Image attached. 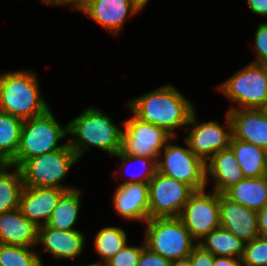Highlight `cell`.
<instances>
[{
	"mask_svg": "<svg viewBox=\"0 0 267 266\" xmlns=\"http://www.w3.org/2000/svg\"><path fill=\"white\" fill-rule=\"evenodd\" d=\"M38 77L31 70L0 74V111L23 121L45 113L48 102L40 94Z\"/></svg>",
	"mask_w": 267,
	"mask_h": 266,
	"instance_id": "obj_3",
	"label": "cell"
},
{
	"mask_svg": "<svg viewBox=\"0 0 267 266\" xmlns=\"http://www.w3.org/2000/svg\"><path fill=\"white\" fill-rule=\"evenodd\" d=\"M256 58L251 63L267 65V22L260 23L254 34Z\"/></svg>",
	"mask_w": 267,
	"mask_h": 266,
	"instance_id": "obj_32",
	"label": "cell"
},
{
	"mask_svg": "<svg viewBox=\"0 0 267 266\" xmlns=\"http://www.w3.org/2000/svg\"><path fill=\"white\" fill-rule=\"evenodd\" d=\"M127 241V234L120 227L108 226L100 229L94 238V247L102 260L96 263L103 266L128 243Z\"/></svg>",
	"mask_w": 267,
	"mask_h": 266,
	"instance_id": "obj_27",
	"label": "cell"
},
{
	"mask_svg": "<svg viewBox=\"0 0 267 266\" xmlns=\"http://www.w3.org/2000/svg\"><path fill=\"white\" fill-rule=\"evenodd\" d=\"M82 266H99V265L95 262V263H91V264H88V265H82Z\"/></svg>",
	"mask_w": 267,
	"mask_h": 266,
	"instance_id": "obj_43",
	"label": "cell"
},
{
	"mask_svg": "<svg viewBox=\"0 0 267 266\" xmlns=\"http://www.w3.org/2000/svg\"><path fill=\"white\" fill-rule=\"evenodd\" d=\"M247 3L252 13L267 16V0H247Z\"/></svg>",
	"mask_w": 267,
	"mask_h": 266,
	"instance_id": "obj_36",
	"label": "cell"
},
{
	"mask_svg": "<svg viewBox=\"0 0 267 266\" xmlns=\"http://www.w3.org/2000/svg\"><path fill=\"white\" fill-rule=\"evenodd\" d=\"M224 194L232 201L258 212L267 204V177L244 178Z\"/></svg>",
	"mask_w": 267,
	"mask_h": 266,
	"instance_id": "obj_21",
	"label": "cell"
},
{
	"mask_svg": "<svg viewBox=\"0 0 267 266\" xmlns=\"http://www.w3.org/2000/svg\"><path fill=\"white\" fill-rule=\"evenodd\" d=\"M258 231L261 237H267V204L257 212Z\"/></svg>",
	"mask_w": 267,
	"mask_h": 266,
	"instance_id": "obj_37",
	"label": "cell"
},
{
	"mask_svg": "<svg viewBox=\"0 0 267 266\" xmlns=\"http://www.w3.org/2000/svg\"><path fill=\"white\" fill-rule=\"evenodd\" d=\"M171 261L144 247L137 266H170Z\"/></svg>",
	"mask_w": 267,
	"mask_h": 266,
	"instance_id": "obj_33",
	"label": "cell"
},
{
	"mask_svg": "<svg viewBox=\"0 0 267 266\" xmlns=\"http://www.w3.org/2000/svg\"><path fill=\"white\" fill-rule=\"evenodd\" d=\"M213 266H242L241 259L235 257L214 256Z\"/></svg>",
	"mask_w": 267,
	"mask_h": 266,
	"instance_id": "obj_38",
	"label": "cell"
},
{
	"mask_svg": "<svg viewBox=\"0 0 267 266\" xmlns=\"http://www.w3.org/2000/svg\"><path fill=\"white\" fill-rule=\"evenodd\" d=\"M242 266H267V237H255L246 242Z\"/></svg>",
	"mask_w": 267,
	"mask_h": 266,
	"instance_id": "obj_30",
	"label": "cell"
},
{
	"mask_svg": "<svg viewBox=\"0 0 267 266\" xmlns=\"http://www.w3.org/2000/svg\"><path fill=\"white\" fill-rule=\"evenodd\" d=\"M78 157L66 142L56 151L27 159L19 168L24 186L72 190L77 187L64 185L63 181Z\"/></svg>",
	"mask_w": 267,
	"mask_h": 266,
	"instance_id": "obj_5",
	"label": "cell"
},
{
	"mask_svg": "<svg viewBox=\"0 0 267 266\" xmlns=\"http://www.w3.org/2000/svg\"><path fill=\"white\" fill-rule=\"evenodd\" d=\"M149 219L179 217L195 190L159 172L148 183Z\"/></svg>",
	"mask_w": 267,
	"mask_h": 266,
	"instance_id": "obj_10",
	"label": "cell"
},
{
	"mask_svg": "<svg viewBox=\"0 0 267 266\" xmlns=\"http://www.w3.org/2000/svg\"><path fill=\"white\" fill-rule=\"evenodd\" d=\"M261 110L267 115V99H266L264 106L261 108Z\"/></svg>",
	"mask_w": 267,
	"mask_h": 266,
	"instance_id": "obj_42",
	"label": "cell"
},
{
	"mask_svg": "<svg viewBox=\"0 0 267 266\" xmlns=\"http://www.w3.org/2000/svg\"><path fill=\"white\" fill-rule=\"evenodd\" d=\"M235 153L238 165L245 178L264 176L265 149L254 144L235 139L233 136L229 146Z\"/></svg>",
	"mask_w": 267,
	"mask_h": 266,
	"instance_id": "obj_25",
	"label": "cell"
},
{
	"mask_svg": "<svg viewBox=\"0 0 267 266\" xmlns=\"http://www.w3.org/2000/svg\"><path fill=\"white\" fill-rule=\"evenodd\" d=\"M219 216L221 227L245 242L260 236L257 212L232 201L224 193H219Z\"/></svg>",
	"mask_w": 267,
	"mask_h": 266,
	"instance_id": "obj_13",
	"label": "cell"
},
{
	"mask_svg": "<svg viewBox=\"0 0 267 266\" xmlns=\"http://www.w3.org/2000/svg\"><path fill=\"white\" fill-rule=\"evenodd\" d=\"M112 202L116 213L128 221L145 223L149 219V187L147 183L118 185Z\"/></svg>",
	"mask_w": 267,
	"mask_h": 266,
	"instance_id": "obj_16",
	"label": "cell"
},
{
	"mask_svg": "<svg viewBox=\"0 0 267 266\" xmlns=\"http://www.w3.org/2000/svg\"><path fill=\"white\" fill-rule=\"evenodd\" d=\"M107 31L117 34L123 28L128 16L140 12L132 0H86L80 11Z\"/></svg>",
	"mask_w": 267,
	"mask_h": 266,
	"instance_id": "obj_15",
	"label": "cell"
},
{
	"mask_svg": "<svg viewBox=\"0 0 267 266\" xmlns=\"http://www.w3.org/2000/svg\"><path fill=\"white\" fill-rule=\"evenodd\" d=\"M121 152L158 159L169 141L176 139L164 128L144 122L134 115L123 121Z\"/></svg>",
	"mask_w": 267,
	"mask_h": 266,
	"instance_id": "obj_9",
	"label": "cell"
},
{
	"mask_svg": "<svg viewBox=\"0 0 267 266\" xmlns=\"http://www.w3.org/2000/svg\"><path fill=\"white\" fill-rule=\"evenodd\" d=\"M85 235L80 230H59L42 225L38 227L37 245L55 259H76L83 252Z\"/></svg>",
	"mask_w": 267,
	"mask_h": 266,
	"instance_id": "obj_17",
	"label": "cell"
},
{
	"mask_svg": "<svg viewBox=\"0 0 267 266\" xmlns=\"http://www.w3.org/2000/svg\"><path fill=\"white\" fill-rule=\"evenodd\" d=\"M206 183L208 177L214 180L213 190L225 193L230 187L244 179L241 167L238 165L235 153L229 147L218 151L206 163Z\"/></svg>",
	"mask_w": 267,
	"mask_h": 266,
	"instance_id": "obj_19",
	"label": "cell"
},
{
	"mask_svg": "<svg viewBox=\"0 0 267 266\" xmlns=\"http://www.w3.org/2000/svg\"><path fill=\"white\" fill-rule=\"evenodd\" d=\"M40 1L46 5L72 6L73 10L76 9L79 12L83 9L86 3V0H40Z\"/></svg>",
	"mask_w": 267,
	"mask_h": 266,
	"instance_id": "obj_35",
	"label": "cell"
},
{
	"mask_svg": "<svg viewBox=\"0 0 267 266\" xmlns=\"http://www.w3.org/2000/svg\"><path fill=\"white\" fill-rule=\"evenodd\" d=\"M227 112L235 139L267 150V115L261 109H231Z\"/></svg>",
	"mask_w": 267,
	"mask_h": 266,
	"instance_id": "obj_18",
	"label": "cell"
},
{
	"mask_svg": "<svg viewBox=\"0 0 267 266\" xmlns=\"http://www.w3.org/2000/svg\"><path fill=\"white\" fill-rule=\"evenodd\" d=\"M67 136V125L61 126L49 108L45 113L23 121L19 149L8 164L20 167L27 159L61 149L66 142L58 143Z\"/></svg>",
	"mask_w": 267,
	"mask_h": 266,
	"instance_id": "obj_4",
	"label": "cell"
},
{
	"mask_svg": "<svg viewBox=\"0 0 267 266\" xmlns=\"http://www.w3.org/2000/svg\"><path fill=\"white\" fill-rule=\"evenodd\" d=\"M230 101L231 109H261L267 99V65L249 63L218 86Z\"/></svg>",
	"mask_w": 267,
	"mask_h": 266,
	"instance_id": "obj_7",
	"label": "cell"
},
{
	"mask_svg": "<svg viewBox=\"0 0 267 266\" xmlns=\"http://www.w3.org/2000/svg\"><path fill=\"white\" fill-rule=\"evenodd\" d=\"M4 163L0 160V167L3 165Z\"/></svg>",
	"mask_w": 267,
	"mask_h": 266,
	"instance_id": "obj_44",
	"label": "cell"
},
{
	"mask_svg": "<svg viewBox=\"0 0 267 266\" xmlns=\"http://www.w3.org/2000/svg\"><path fill=\"white\" fill-rule=\"evenodd\" d=\"M179 218L198 242L220 225L219 193L206 188L195 191L186 202Z\"/></svg>",
	"mask_w": 267,
	"mask_h": 266,
	"instance_id": "obj_12",
	"label": "cell"
},
{
	"mask_svg": "<svg viewBox=\"0 0 267 266\" xmlns=\"http://www.w3.org/2000/svg\"><path fill=\"white\" fill-rule=\"evenodd\" d=\"M66 191L60 188L24 186L18 209L36 226L45 225Z\"/></svg>",
	"mask_w": 267,
	"mask_h": 266,
	"instance_id": "obj_14",
	"label": "cell"
},
{
	"mask_svg": "<svg viewBox=\"0 0 267 266\" xmlns=\"http://www.w3.org/2000/svg\"><path fill=\"white\" fill-rule=\"evenodd\" d=\"M170 266H192L190 257L171 261Z\"/></svg>",
	"mask_w": 267,
	"mask_h": 266,
	"instance_id": "obj_39",
	"label": "cell"
},
{
	"mask_svg": "<svg viewBox=\"0 0 267 266\" xmlns=\"http://www.w3.org/2000/svg\"><path fill=\"white\" fill-rule=\"evenodd\" d=\"M145 224L146 247L170 261L189 257L197 245L179 217L152 218Z\"/></svg>",
	"mask_w": 267,
	"mask_h": 266,
	"instance_id": "obj_6",
	"label": "cell"
},
{
	"mask_svg": "<svg viewBox=\"0 0 267 266\" xmlns=\"http://www.w3.org/2000/svg\"><path fill=\"white\" fill-rule=\"evenodd\" d=\"M197 244L214 256L235 257L241 259L246 242L222 227L212 230Z\"/></svg>",
	"mask_w": 267,
	"mask_h": 266,
	"instance_id": "obj_22",
	"label": "cell"
},
{
	"mask_svg": "<svg viewBox=\"0 0 267 266\" xmlns=\"http://www.w3.org/2000/svg\"><path fill=\"white\" fill-rule=\"evenodd\" d=\"M33 248L0 243V266H45Z\"/></svg>",
	"mask_w": 267,
	"mask_h": 266,
	"instance_id": "obj_29",
	"label": "cell"
},
{
	"mask_svg": "<svg viewBox=\"0 0 267 266\" xmlns=\"http://www.w3.org/2000/svg\"><path fill=\"white\" fill-rule=\"evenodd\" d=\"M114 157L119 158L120 164H122V165H119V167H121L123 171H125V168L127 167L129 168L132 163L133 165L134 164L142 165L141 166L142 170L141 171L138 170L139 173L137 171H133L131 175L130 174L128 175L127 177L128 179L127 178L124 179V182L120 183L119 185H124L127 183H147L148 184L157 172V160L158 159H152V158L143 157V156L128 155V154L122 153L121 151L115 154ZM138 168H139V165H138Z\"/></svg>",
	"mask_w": 267,
	"mask_h": 266,
	"instance_id": "obj_28",
	"label": "cell"
},
{
	"mask_svg": "<svg viewBox=\"0 0 267 266\" xmlns=\"http://www.w3.org/2000/svg\"><path fill=\"white\" fill-rule=\"evenodd\" d=\"M123 129L112 118L96 107H86L67 124V143L78 159L92 146L114 156L121 151Z\"/></svg>",
	"mask_w": 267,
	"mask_h": 266,
	"instance_id": "obj_2",
	"label": "cell"
},
{
	"mask_svg": "<svg viewBox=\"0 0 267 266\" xmlns=\"http://www.w3.org/2000/svg\"><path fill=\"white\" fill-rule=\"evenodd\" d=\"M23 189L20 168L4 163L0 167V214L19 208Z\"/></svg>",
	"mask_w": 267,
	"mask_h": 266,
	"instance_id": "obj_24",
	"label": "cell"
},
{
	"mask_svg": "<svg viewBox=\"0 0 267 266\" xmlns=\"http://www.w3.org/2000/svg\"><path fill=\"white\" fill-rule=\"evenodd\" d=\"M145 241L140 246L125 245L103 266H137L144 247Z\"/></svg>",
	"mask_w": 267,
	"mask_h": 266,
	"instance_id": "obj_31",
	"label": "cell"
},
{
	"mask_svg": "<svg viewBox=\"0 0 267 266\" xmlns=\"http://www.w3.org/2000/svg\"><path fill=\"white\" fill-rule=\"evenodd\" d=\"M168 142L159 153L157 172L191 186L195 191L207 187L205 163L189 148ZM162 155V156H161Z\"/></svg>",
	"mask_w": 267,
	"mask_h": 266,
	"instance_id": "obj_8",
	"label": "cell"
},
{
	"mask_svg": "<svg viewBox=\"0 0 267 266\" xmlns=\"http://www.w3.org/2000/svg\"><path fill=\"white\" fill-rule=\"evenodd\" d=\"M192 266H213L214 265V255L210 252L205 251L198 244L193 248L189 255Z\"/></svg>",
	"mask_w": 267,
	"mask_h": 266,
	"instance_id": "obj_34",
	"label": "cell"
},
{
	"mask_svg": "<svg viewBox=\"0 0 267 266\" xmlns=\"http://www.w3.org/2000/svg\"><path fill=\"white\" fill-rule=\"evenodd\" d=\"M264 176L267 177V150L265 151L264 157Z\"/></svg>",
	"mask_w": 267,
	"mask_h": 266,
	"instance_id": "obj_41",
	"label": "cell"
},
{
	"mask_svg": "<svg viewBox=\"0 0 267 266\" xmlns=\"http://www.w3.org/2000/svg\"><path fill=\"white\" fill-rule=\"evenodd\" d=\"M134 5L141 11L150 0H132Z\"/></svg>",
	"mask_w": 267,
	"mask_h": 266,
	"instance_id": "obj_40",
	"label": "cell"
},
{
	"mask_svg": "<svg viewBox=\"0 0 267 266\" xmlns=\"http://www.w3.org/2000/svg\"><path fill=\"white\" fill-rule=\"evenodd\" d=\"M126 106L136 118L164 128L173 137L177 136L176 128L187 127L195 111L193 103L171 84L139 95Z\"/></svg>",
	"mask_w": 267,
	"mask_h": 266,
	"instance_id": "obj_1",
	"label": "cell"
},
{
	"mask_svg": "<svg viewBox=\"0 0 267 266\" xmlns=\"http://www.w3.org/2000/svg\"><path fill=\"white\" fill-rule=\"evenodd\" d=\"M81 192L78 188L66 191L60 198L52 215L48 219V227L59 230H77L75 224L78 220V214L81 206Z\"/></svg>",
	"mask_w": 267,
	"mask_h": 266,
	"instance_id": "obj_23",
	"label": "cell"
},
{
	"mask_svg": "<svg viewBox=\"0 0 267 266\" xmlns=\"http://www.w3.org/2000/svg\"><path fill=\"white\" fill-rule=\"evenodd\" d=\"M192 113L188 125L193 126L184 138L190 150L206 163L218 151L229 148L232 134V122L229 113L226 112L225 125H220L218 121H208L199 123Z\"/></svg>",
	"mask_w": 267,
	"mask_h": 266,
	"instance_id": "obj_11",
	"label": "cell"
},
{
	"mask_svg": "<svg viewBox=\"0 0 267 266\" xmlns=\"http://www.w3.org/2000/svg\"><path fill=\"white\" fill-rule=\"evenodd\" d=\"M23 120L0 111V160L8 164L20 146Z\"/></svg>",
	"mask_w": 267,
	"mask_h": 266,
	"instance_id": "obj_26",
	"label": "cell"
},
{
	"mask_svg": "<svg viewBox=\"0 0 267 266\" xmlns=\"http://www.w3.org/2000/svg\"><path fill=\"white\" fill-rule=\"evenodd\" d=\"M38 226L22 215L17 208L0 214V243L36 247Z\"/></svg>",
	"mask_w": 267,
	"mask_h": 266,
	"instance_id": "obj_20",
	"label": "cell"
}]
</instances>
